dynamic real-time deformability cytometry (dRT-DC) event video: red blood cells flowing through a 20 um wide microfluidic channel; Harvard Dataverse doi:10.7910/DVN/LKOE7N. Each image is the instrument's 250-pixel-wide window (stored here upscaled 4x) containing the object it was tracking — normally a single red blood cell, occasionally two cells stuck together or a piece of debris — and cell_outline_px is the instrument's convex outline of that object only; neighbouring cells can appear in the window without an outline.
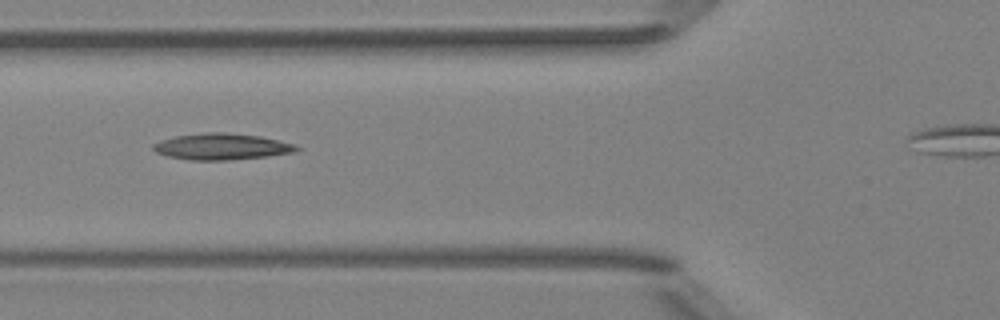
{"species": "Egyptian fruit bat (a non-hibernating species)", "species_latin": "Rousettus aegyptiacus", "temperature_condition": "room temperature", "stored_images_in_passage": 6, "camera_frame_rate_fps": 3000, "um_per_image_px": 0.085, "animal": {"sex": "female"}, "frame": {"image": 1, "passage_image": 4, "time_ms": 4.333, "image_size_px": [1000, 320], "cell_outline_px": [[300, 148], [296, 152], [264, 156], [228, 160], [188, 160], [168, 156], [156, 152], [152, 148], [152, 144], [160, 140], [176, 136], [208, 132], [224, 132], [260, 136], [292, 144]], "centroid_in_image_um": [18.79, 12.46], "position_along_channel_um": 107.0, "area_um2": 21.73}}
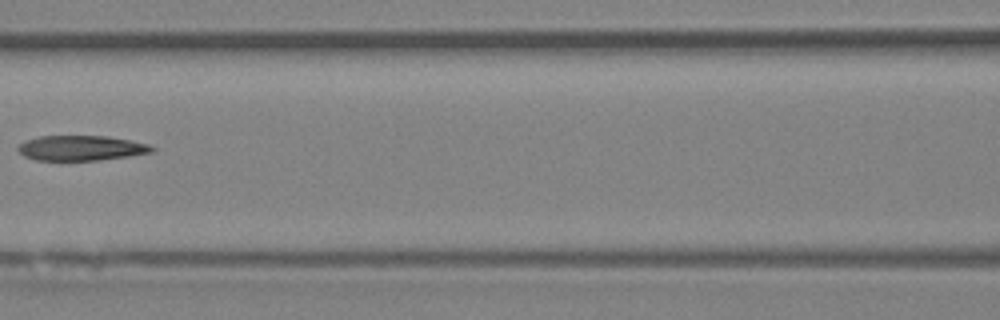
{"frame": {"image": 2, "passage_image": 5, "time_ms": 5.667, "image_size_px": [1000, 320], "cell_outline_px": [[156, 148], [152, 152], [128, 156], [100, 160], [36, 160], [24, 156], [16, 148], [24, 140], [40, 136], [104, 136], [128, 140], [148, 144]], "centroid_in_image_um": [6.86, 12.58], "position_along_channel_um": 159.7, "area_um2": 19.42}}
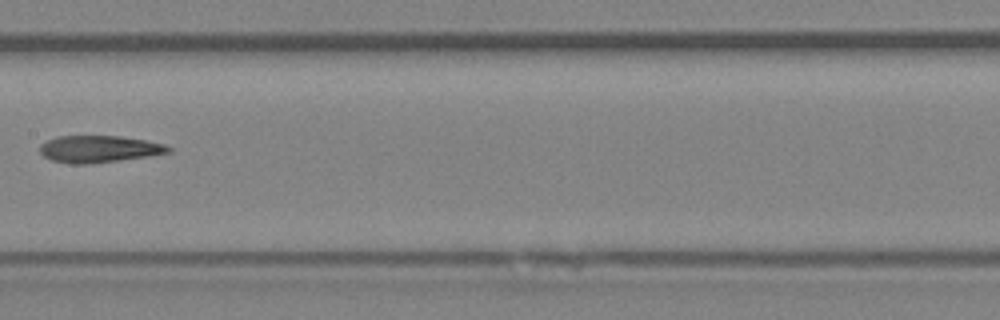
{"frame": {"image": 3, "passage_image": 6, "time_ms": 6.667, "image_size_px": [1000, 320], "cell_outline_px": [[172, 152], [148, 156], [88, 164], [72, 164], [52, 160], [44, 156], [40, 152], [40, 144], [56, 136], [120, 136], [144, 140], [164, 144], [172, 148]], "centroid_in_image_um": [8.41, 12.66], "position_along_channel_um": 199.0, "area_um2": 20.06}}